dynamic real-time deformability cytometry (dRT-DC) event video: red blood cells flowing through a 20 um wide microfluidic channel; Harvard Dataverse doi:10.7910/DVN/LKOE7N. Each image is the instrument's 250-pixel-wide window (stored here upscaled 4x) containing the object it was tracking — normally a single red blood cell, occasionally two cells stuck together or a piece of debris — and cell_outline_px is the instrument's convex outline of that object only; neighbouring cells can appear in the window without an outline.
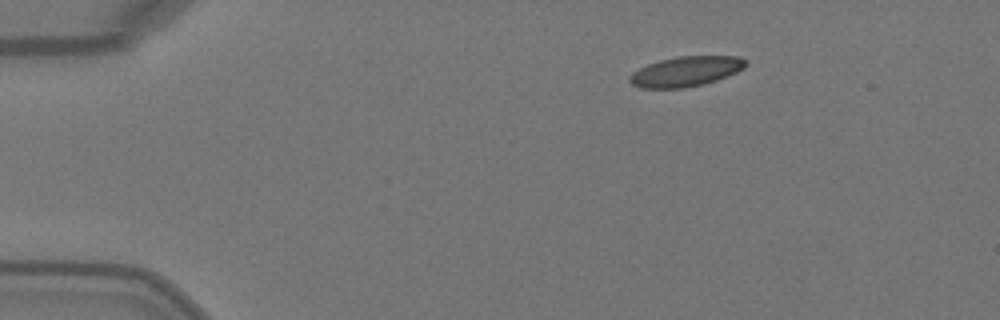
{"species": "Egyptian fruit bat (a non-hibernating species)", "species_latin": "Rousettus aegyptiacus", "temperature_condition": "warm", "stored_images_in_passage": 2, "camera_frame_rate_fps": 3000, "um_per_image_px": 0.085, "animal": {"sex": "female"}, "frame": {"image": 1, "passage_image": 1, "time_ms": 0.0, "image_size_px": [1000, 320], "cell_outline_px": [[748, 64], [744, 68], [736, 72], [716, 80], [684, 88], [640, 88], [632, 84], [628, 80], [632, 72], [648, 64], [660, 60], [680, 56], [740, 56]], "centroid_in_image_um": [58.28, 6.07], "position_along_channel_um": 26.7, "area_um2": 20.11}}